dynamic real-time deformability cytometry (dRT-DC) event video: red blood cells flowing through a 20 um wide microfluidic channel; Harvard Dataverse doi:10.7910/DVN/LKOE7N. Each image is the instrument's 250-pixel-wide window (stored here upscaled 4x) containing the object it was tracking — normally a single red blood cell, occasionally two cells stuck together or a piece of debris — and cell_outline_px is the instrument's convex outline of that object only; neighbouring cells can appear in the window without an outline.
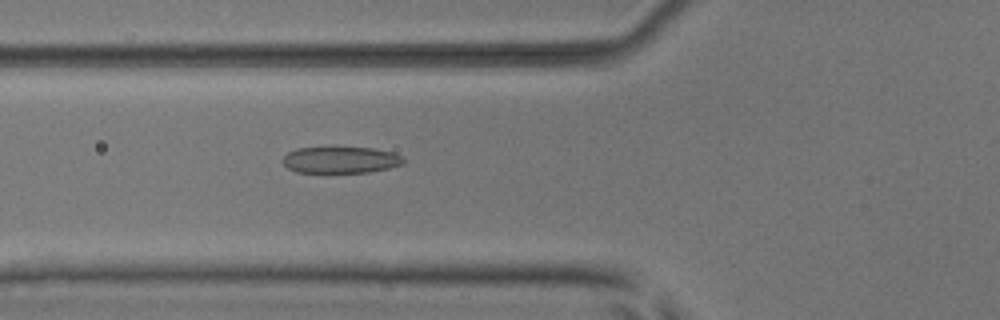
{"species": "common noctule bat (a hibernating species)", "species_latin": "Nyctalus noctula", "temperature_condition": "room temperature", "stored_images_in_passage": 53, "camera_frame_rate_fps": 3000, "um_per_image_px": 0.085, "animal": {"sex": "male", "body_mass_g": 17.9, "forearm_length_mm": 54.2}, "frame": {"image": 1, "passage_image": 20, "time_ms": 6.333, "image_size_px": [1000, 320], "cell_outline_px": [[404, 164], [388, 168], [368, 172], [296, 172], [288, 168], [280, 160], [288, 152], [296, 148], [372, 148], [392, 152], [404, 156]], "centroid_in_image_um": [28.95, 13.59], "position_along_channel_um": 96.8, "area_um2": 18.55}}
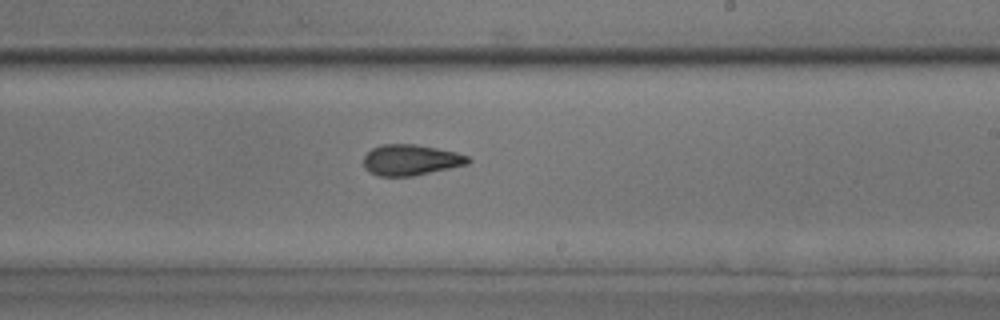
{"frame": {"image": 2, "passage_image": 32, "time_ms": 10.333, "image_size_px": [1000, 320], "cell_outline_px": [[472, 160], [468, 164], [412, 176], [376, 176], [368, 172], [364, 168], [364, 156], [372, 148], [380, 144], [416, 144], [456, 152], [468, 156]], "centroid_in_image_um": [34.89, 13.6], "position_along_channel_um": 254.1, "area_um2": 18.84}}
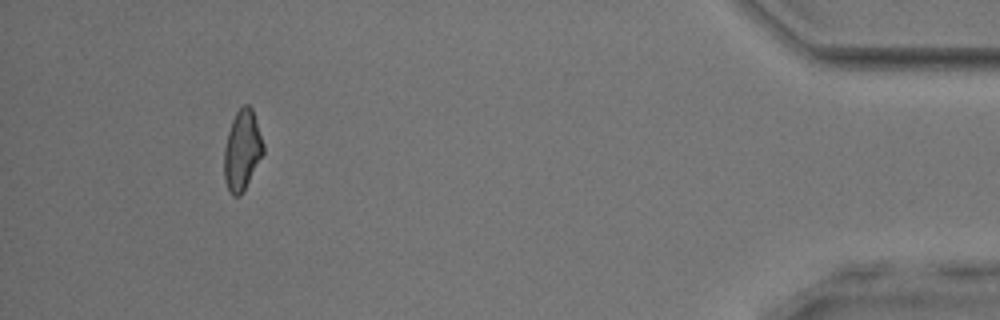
{"frame": {"image": 3, "passage_image": 49, "time_ms": 16.0, "image_size_px": [1000, 320], "cell_outline_px": [[264, 152], [240, 196], [232, 196], [224, 180], [224, 148], [228, 132], [232, 120], [236, 112], [244, 104], [248, 104], [252, 108], [264, 144]], "centroid_in_image_um": [20.57, 12.75], "position_along_channel_um": 414.6, "area_um2": 18.09}, "authors_computed_cell_mechanics": {"area_um2": 19.2474, "velocity_mm_per_s": 3.941, "shape_relaxation_time_tau1_ms": 4.7929, "shape_relaxation_time_tau2_ms": 1.5341, "deformation_change_tau1": 0.1521, "deformation_change_tau2": 0.086}}